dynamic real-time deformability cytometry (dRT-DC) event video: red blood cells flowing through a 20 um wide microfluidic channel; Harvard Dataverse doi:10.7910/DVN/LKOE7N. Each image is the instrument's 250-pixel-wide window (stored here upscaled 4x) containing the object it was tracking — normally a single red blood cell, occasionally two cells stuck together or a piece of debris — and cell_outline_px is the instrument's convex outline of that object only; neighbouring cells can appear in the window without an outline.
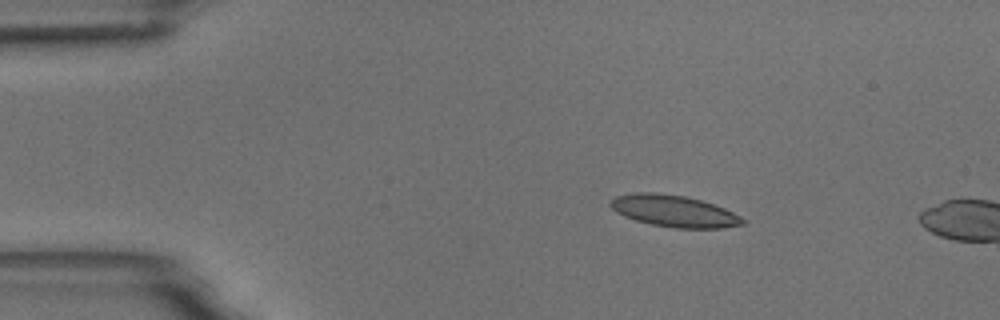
{"species": "common noctule bat (a hibernating species)", "species_latin": "Nyctalus noctula", "temperature_condition": "room temperature", "stored_images_in_passage": 4, "camera_frame_rate_fps": 3000, "um_per_image_px": 0.085, "animal": {"sex": "male", "body_mass_g": 18.8}, "frame": {"image": 1, "passage_image": 2, "time_ms": 2.333, "image_size_px": [1000, 320], "cell_outline_px": [[748, 220], [744, 224], [724, 228], [676, 228], [652, 224], [636, 220], [624, 216], [616, 212], [608, 204], [616, 196], [636, 192], [656, 192], [684, 196], [700, 200], [724, 208]], "centroid_in_image_um": [57.3, 17.94], "position_along_channel_um": 27.7, "area_um2": 24.33}}